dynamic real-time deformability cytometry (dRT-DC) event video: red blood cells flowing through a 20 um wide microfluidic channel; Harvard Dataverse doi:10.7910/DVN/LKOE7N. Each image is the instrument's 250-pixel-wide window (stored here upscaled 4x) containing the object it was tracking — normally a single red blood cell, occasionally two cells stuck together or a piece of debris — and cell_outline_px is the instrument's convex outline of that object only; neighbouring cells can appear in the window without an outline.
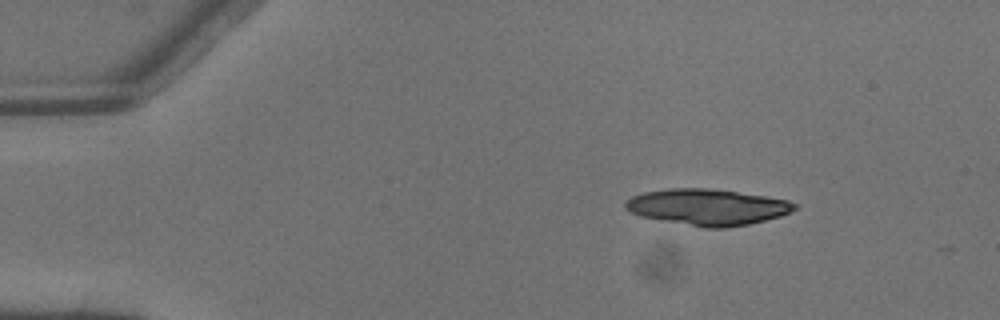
{"species": "common noctule bat (a hibernating species)", "species_latin": "Nyctalus noctula", "temperature_condition": "warm", "stored_images_in_passage": 2, "camera_frame_rate_fps": 3000, "um_per_image_px": 0.085, "animal": {"sex": "male", "body_mass_g": 13.3}, "frame": {"image": 1, "passage_image": 1, "time_ms": 0.0, "image_size_px": [1000, 320], "cell_outline_px": [[800, 204], [792, 212], [780, 216], [748, 224], [728, 228], [704, 228], [640, 216], [624, 208], [624, 204], [632, 196], [644, 192], [668, 188], [708, 188], [764, 196], [788, 200]], "centroid_in_image_um": [60.15, 17.6], "position_along_channel_um": 24.9, "area_um2": 35.6}}